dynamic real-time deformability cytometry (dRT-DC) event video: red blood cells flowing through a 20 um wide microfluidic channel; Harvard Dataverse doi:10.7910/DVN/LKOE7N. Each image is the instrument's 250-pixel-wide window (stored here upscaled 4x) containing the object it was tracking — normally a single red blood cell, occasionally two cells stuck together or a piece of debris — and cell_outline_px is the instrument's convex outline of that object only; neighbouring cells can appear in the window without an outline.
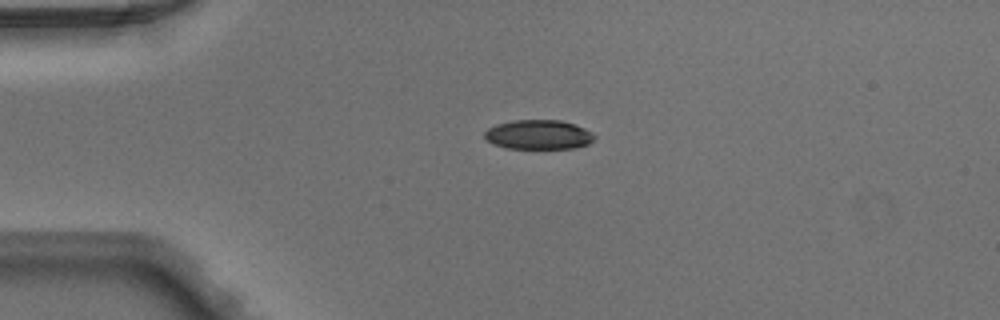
{"species": "Egyptian fruit bat (a non-hibernating species)", "species_latin": "Rousettus aegyptiacus", "temperature_condition": "warm", "stored_images_in_passage": 38, "camera_frame_rate_fps": 3000, "um_per_image_px": 0.085, "animal": {"sex": "male"}, "frame": {"image": 1, "passage_image": 1, "time_ms": 0.0, "image_size_px": [1000, 320], "cell_outline_px": [[596, 136], [588, 144], [576, 148], [508, 148], [496, 144], [488, 140], [484, 136], [484, 132], [488, 128], [496, 124], [512, 120], [560, 120], [584, 128], [592, 132]], "centroid_in_image_um": [45.78, 11.44], "position_along_channel_um": 39.2, "area_um2": 18.67}}
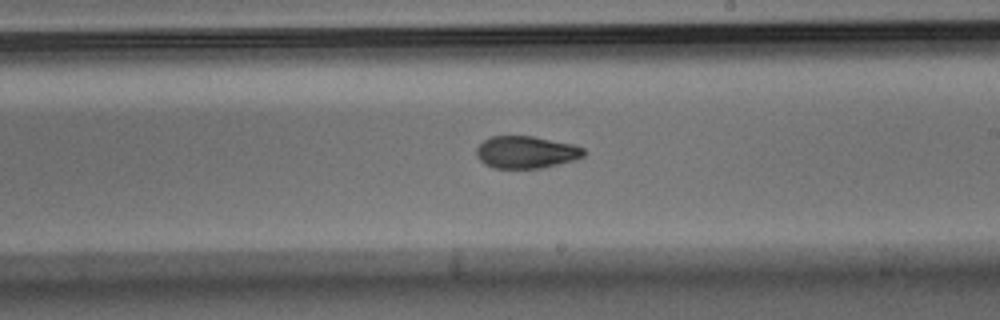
{"frame": {"image": 2, "passage_image": 18, "time_ms": 5.667, "image_size_px": [1000, 320], "cell_outline_px": [[584, 156], [572, 160], [540, 168], [492, 168], [484, 164], [476, 156], [476, 148], [484, 140], [492, 136], [532, 136], [572, 144], [584, 148]], "centroid_in_image_um": [44.67, 12.93], "position_along_channel_um": 244.3, "area_um2": 20.0}}
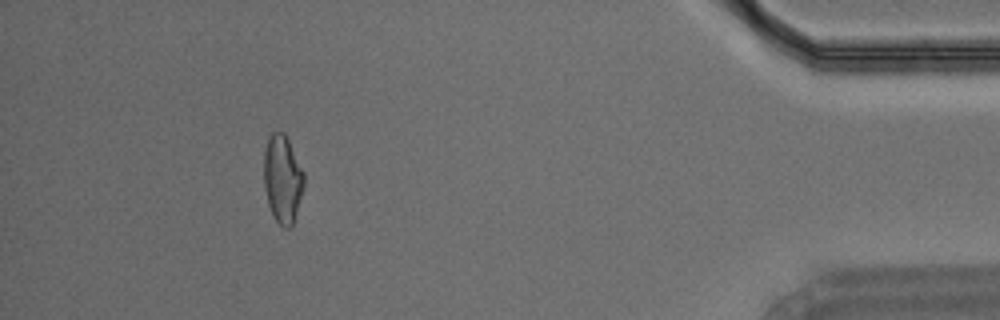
{"frame": {"image": 3, "passage_image": 34, "time_ms": 11.0, "image_size_px": [1000, 320], "cell_outline_px": [[304, 184], [296, 212], [292, 224], [288, 228], [284, 228], [272, 216], [268, 204], [264, 188], [264, 148], [268, 136], [272, 132], [284, 132], [288, 136], [304, 172]], "centroid_in_image_um": [24.0, 15.15], "position_along_channel_um": 411.2, "area_um2": 20.75}}